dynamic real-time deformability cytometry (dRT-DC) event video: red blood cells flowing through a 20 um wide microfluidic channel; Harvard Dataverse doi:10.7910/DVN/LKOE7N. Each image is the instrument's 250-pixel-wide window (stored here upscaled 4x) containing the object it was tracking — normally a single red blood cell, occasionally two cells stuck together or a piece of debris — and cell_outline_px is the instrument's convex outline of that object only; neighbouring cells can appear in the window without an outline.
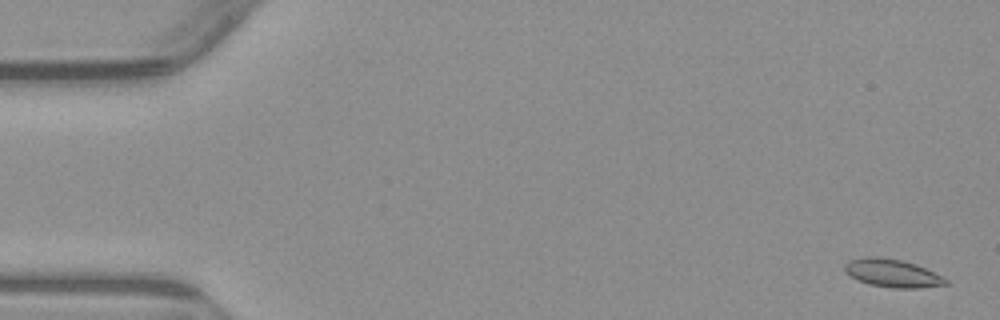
{"species": "common noctule bat (a hibernating species)", "species_latin": "Nyctalus noctula", "temperature_condition": "warm", "stored_images_in_passage": 7, "camera_frame_rate_fps": 3000, "um_per_image_px": 0.085, "animal": {"sex": "male", "body_mass_g": 23.1, "forearm_length_mm": 52.7}, "frame": {"image": 1, "passage_image": 1, "time_ms": 0.0, "image_size_px": [1000, 320], "cell_outline_px": [[948, 284], [920, 288], [892, 288], [868, 284], [848, 276], [844, 272], [844, 264], [848, 260], [864, 256], [880, 256], [900, 260], [916, 264], [948, 280]], "centroid_in_image_um": [75.77, 23.21], "position_along_channel_um": 9.2, "area_um2": 16.65}}
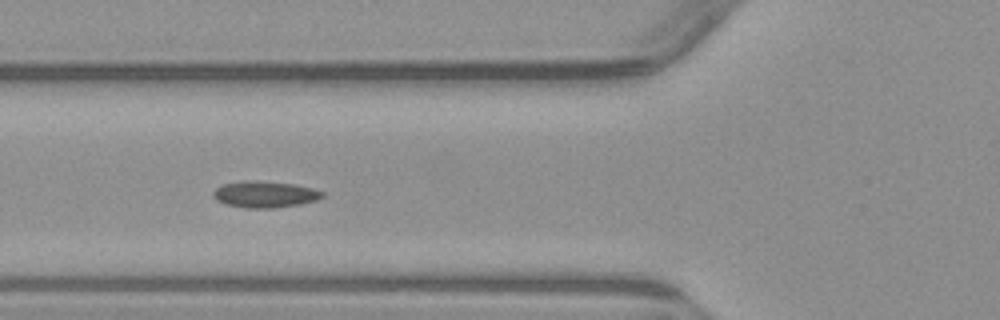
{"frame": {"image": 2, "passage_image": 6, "time_ms": 6.0, "image_size_px": [1000, 320], "cell_outline_px": [[324, 196], [316, 200], [300, 204], [272, 208], [244, 208], [228, 204], [216, 200], [212, 196], [212, 192], [216, 188], [224, 184], [244, 180], [252, 180], [292, 184], [312, 188], [324, 192]], "centroid_in_image_um": [22.49, 16.52], "position_along_channel_um": 103.3, "area_um2": 16.7}}
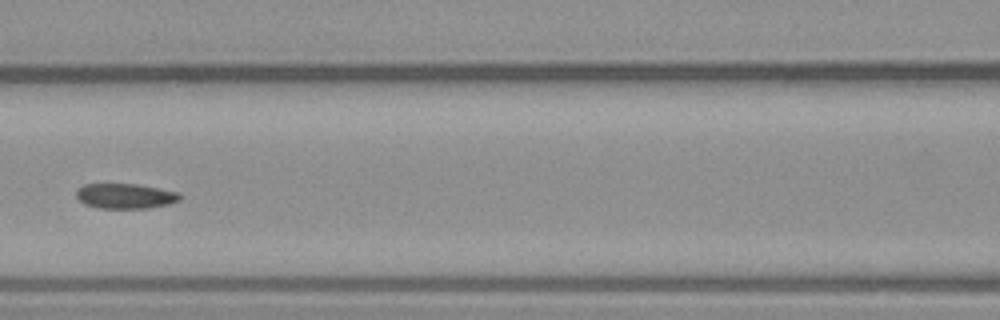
{"frame": {"image": 3, "passage_image": 7, "time_ms": 7.333, "image_size_px": [1000, 320], "cell_outline_px": [[184, 196], [180, 200], [168, 204], [148, 208], [100, 208], [84, 204], [76, 196], [76, 188], [84, 184], [140, 184], [180, 192]], "centroid_in_image_um": [10.68, 16.65], "position_along_channel_um": 155.9, "area_um2": 15.37}}